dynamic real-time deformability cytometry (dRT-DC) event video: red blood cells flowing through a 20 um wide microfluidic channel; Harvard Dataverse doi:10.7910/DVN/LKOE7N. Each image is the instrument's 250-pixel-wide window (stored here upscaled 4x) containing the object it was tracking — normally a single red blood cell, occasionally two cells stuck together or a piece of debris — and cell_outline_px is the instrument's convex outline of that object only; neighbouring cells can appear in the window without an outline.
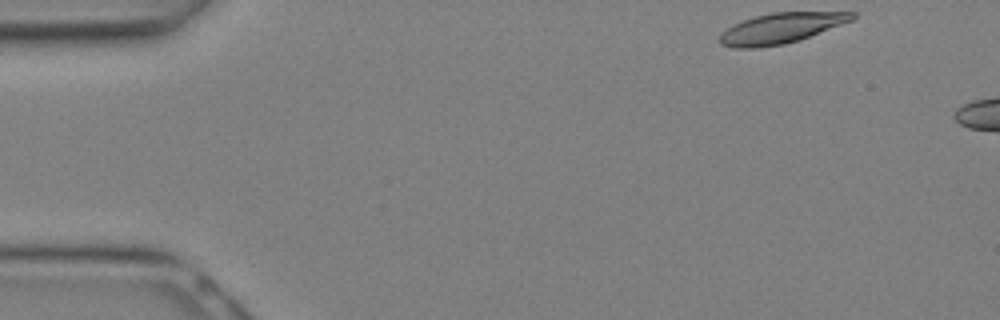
{"species": "Egyptian fruit bat (a non-hibernating species)", "species_latin": "Rousettus aegyptiacus", "temperature_condition": "warm", "stored_images_in_passage": 3, "camera_frame_rate_fps": 3000, "um_per_image_px": 0.085, "animal": {"sex": "female"}, "frame": {"image": 1, "passage_image": 1, "time_ms": 0.0, "image_size_px": [1000, 320], "cell_outline_px": [[856, 16], [852, 20], [800, 40], [784, 44], [756, 48], [732, 48], [720, 44], [720, 32], [732, 24], [756, 16], [772, 12], [856, 12]], "centroid_in_image_um": [66.34, 2.4], "position_along_channel_um": 18.7, "area_um2": 23.47}}